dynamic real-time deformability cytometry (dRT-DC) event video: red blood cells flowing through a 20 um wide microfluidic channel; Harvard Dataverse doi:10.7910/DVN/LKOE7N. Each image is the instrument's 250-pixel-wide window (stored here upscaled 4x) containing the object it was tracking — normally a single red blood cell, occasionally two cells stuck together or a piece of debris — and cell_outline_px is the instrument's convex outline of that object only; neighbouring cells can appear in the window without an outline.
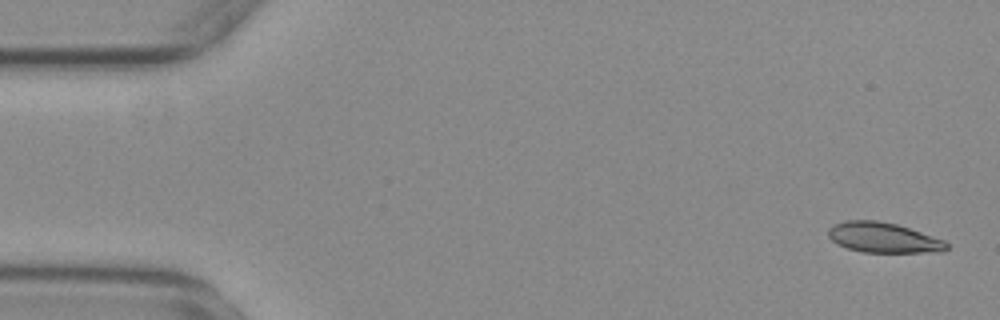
{"species": "common noctule bat (a hibernating species)", "species_latin": "Nyctalus noctula", "temperature_condition": "warm", "stored_images_in_passage": 56, "camera_frame_rate_fps": 3000, "um_per_image_px": 0.085, "animal": {"sex": "female", "body_mass_g": 29.2, "forearm_length_mm": 56.3}, "frame": {"image": 1, "passage_image": 2, "time_ms": 0.333, "image_size_px": [1000, 320], "cell_outline_px": [[948, 248], [944, 252], [864, 252], [848, 248], [836, 244], [828, 236], [828, 228], [832, 224], [844, 220], [876, 220], [896, 224], [944, 240], [948, 244]], "centroid_in_image_um": [75.05, 20.19], "position_along_channel_um": 10.0, "area_um2": 20.81}}
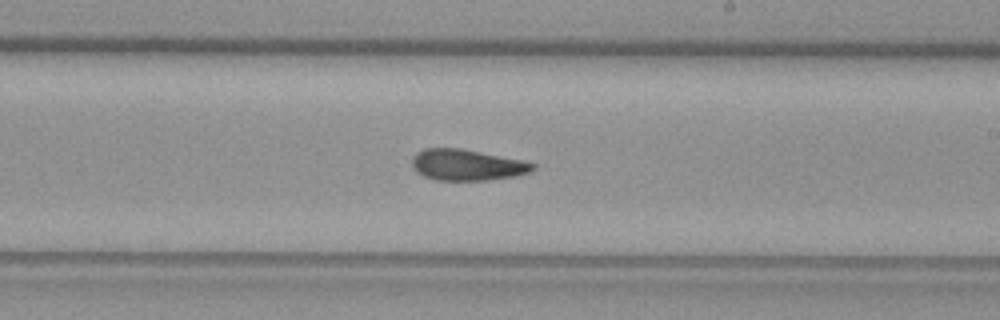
{"frame": {"image": 2, "passage_image": 32, "time_ms": 10.333, "image_size_px": [1000, 320], "cell_outline_px": [[536, 168], [532, 172], [516, 176], [488, 180], [436, 180], [424, 176], [416, 172], [412, 168], [412, 156], [416, 152], [424, 148], [460, 148], [520, 160], [536, 164]], "centroid_in_image_um": [39.67, 14.02], "position_along_channel_um": 249.3, "area_um2": 21.96}}
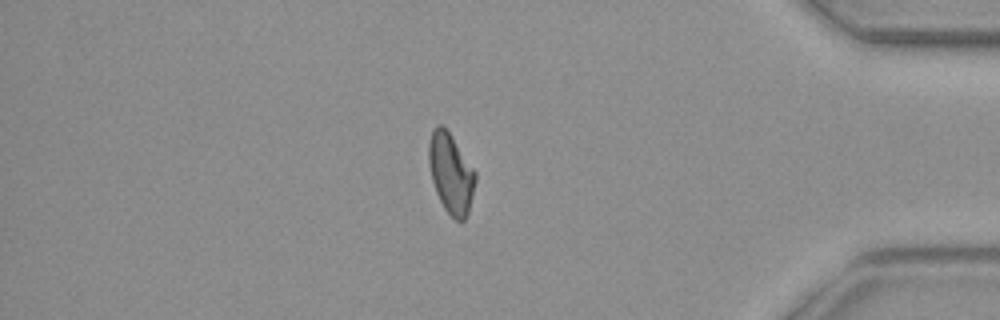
{"frame": {"image": 3, "passage_image": 47, "time_ms": 15.333, "image_size_px": [1000, 320], "cell_outline_px": [[476, 180], [468, 212], [464, 220], [456, 220], [444, 208], [436, 192], [432, 180], [428, 164], [428, 144], [432, 128], [436, 124], [440, 124], [448, 132], [476, 172]], "centroid_in_image_um": [38.3, 14.72], "position_along_channel_um": 396.9, "area_um2": 21.44}, "authors_computed_cell_mechanics": {"area_um2": 21.8195, "velocity_mm_per_s": 3.7079, "shape_relaxation_time_tau1_ms": null, "shape_relaxation_time_tau2_ms": 3.7516, "deformation_change_tau1": null, "deformation_change_tau2": 0.1061}}